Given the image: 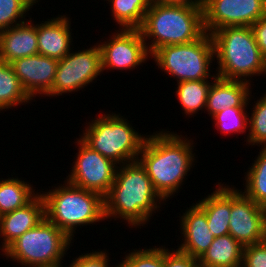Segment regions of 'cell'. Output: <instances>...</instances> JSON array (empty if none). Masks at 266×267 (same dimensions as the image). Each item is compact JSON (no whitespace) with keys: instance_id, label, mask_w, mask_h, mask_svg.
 Instances as JSON below:
<instances>
[{"instance_id":"obj_17","label":"cell","mask_w":266,"mask_h":267,"mask_svg":"<svg viewBox=\"0 0 266 267\" xmlns=\"http://www.w3.org/2000/svg\"><path fill=\"white\" fill-rule=\"evenodd\" d=\"M70 20L66 15H58L44 23H37L39 54L61 60L73 50L70 48L73 41Z\"/></svg>"},{"instance_id":"obj_19","label":"cell","mask_w":266,"mask_h":267,"mask_svg":"<svg viewBox=\"0 0 266 267\" xmlns=\"http://www.w3.org/2000/svg\"><path fill=\"white\" fill-rule=\"evenodd\" d=\"M0 31V60L11 63L15 59L37 55V24L32 18Z\"/></svg>"},{"instance_id":"obj_28","label":"cell","mask_w":266,"mask_h":267,"mask_svg":"<svg viewBox=\"0 0 266 267\" xmlns=\"http://www.w3.org/2000/svg\"><path fill=\"white\" fill-rule=\"evenodd\" d=\"M251 109V116H248L249 126L247 144L251 146H262L266 148V93L262 95Z\"/></svg>"},{"instance_id":"obj_36","label":"cell","mask_w":266,"mask_h":267,"mask_svg":"<svg viewBox=\"0 0 266 267\" xmlns=\"http://www.w3.org/2000/svg\"><path fill=\"white\" fill-rule=\"evenodd\" d=\"M263 209H264V214H265V228H266V205L263 206Z\"/></svg>"},{"instance_id":"obj_9","label":"cell","mask_w":266,"mask_h":267,"mask_svg":"<svg viewBox=\"0 0 266 267\" xmlns=\"http://www.w3.org/2000/svg\"><path fill=\"white\" fill-rule=\"evenodd\" d=\"M101 73V49L98 43L82 51L71 50L58 62L52 96L80 91L93 83Z\"/></svg>"},{"instance_id":"obj_15","label":"cell","mask_w":266,"mask_h":267,"mask_svg":"<svg viewBox=\"0 0 266 267\" xmlns=\"http://www.w3.org/2000/svg\"><path fill=\"white\" fill-rule=\"evenodd\" d=\"M192 205L180 218L183 241L177 249L199 259L215 237L209 230L206 214L195 203Z\"/></svg>"},{"instance_id":"obj_13","label":"cell","mask_w":266,"mask_h":267,"mask_svg":"<svg viewBox=\"0 0 266 267\" xmlns=\"http://www.w3.org/2000/svg\"><path fill=\"white\" fill-rule=\"evenodd\" d=\"M229 234L244 247L266 240L263 206L256 204L234 186L231 187Z\"/></svg>"},{"instance_id":"obj_37","label":"cell","mask_w":266,"mask_h":267,"mask_svg":"<svg viewBox=\"0 0 266 267\" xmlns=\"http://www.w3.org/2000/svg\"><path fill=\"white\" fill-rule=\"evenodd\" d=\"M150 3L157 2V0H148Z\"/></svg>"},{"instance_id":"obj_26","label":"cell","mask_w":266,"mask_h":267,"mask_svg":"<svg viewBox=\"0 0 266 267\" xmlns=\"http://www.w3.org/2000/svg\"><path fill=\"white\" fill-rule=\"evenodd\" d=\"M257 158V159H256ZM245 173L244 194L260 206L266 205V148H262Z\"/></svg>"},{"instance_id":"obj_25","label":"cell","mask_w":266,"mask_h":267,"mask_svg":"<svg viewBox=\"0 0 266 267\" xmlns=\"http://www.w3.org/2000/svg\"><path fill=\"white\" fill-rule=\"evenodd\" d=\"M211 84L212 82L208 80H189L176 84L177 99L186 115L190 117L205 109Z\"/></svg>"},{"instance_id":"obj_34","label":"cell","mask_w":266,"mask_h":267,"mask_svg":"<svg viewBox=\"0 0 266 267\" xmlns=\"http://www.w3.org/2000/svg\"><path fill=\"white\" fill-rule=\"evenodd\" d=\"M251 27L261 55L266 59V14L259 18Z\"/></svg>"},{"instance_id":"obj_12","label":"cell","mask_w":266,"mask_h":267,"mask_svg":"<svg viewBox=\"0 0 266 267\" xmlns=\"http://www.w3.org/2000/svg\"><path fill=\"white\" fill-rule=\"evenodd\" d=\"M266 14V0H204L205 32L223 27L252 26Z\"/></svg>"},{"instance_id":"obj_4","label":"cell","mask_w":266,"mask_h":267,"mask_svg":"<svg viewBox=\"0 0 266 267\" xmlns=\"http://www.w3.org/2000/svg\"><path fill=\"white\" fill-rule=\"evenodd\" d=\"M211 36L218 64L217 77L250 83L253 76L266 75V59L261 55L251 26L223 27Z\"/></svg>"},{"instance_id":"obj_31","label":"cell","mask_w":266,"mask_h":267,"mask_svg":"<svg viewBox=\"0 0 266 267\" xmlns=\"http://www.w3.org/2000/svg\"><path fill=\"white\" fill-rule=\"evenodd\" d=\"M242 267H266V240L244 247Z\"/></svg>"},{"instance_id":"obj_7","label":"cell","mask_w":266,"mask_h":267,"mask_svg":"<svg viewBox=\"0 0 266 267\" xmlns=\"http://www.w3.org/2000/svg\"><path fill=\"white\" fill-rule=\"evenodd\" d=\"M71 242L64 231L45 217L15 239L2 254L25 267H54L63 263Z\"/></svg>"},{"instance_id":"obj_32","label":"cell","mask_w":266,"mask_h":267,"mask_svg":"<svg viewBox=\"0 0 266 267\" xmlns=\"http://www.w3.org/2000/svg\"><path fill=\"white\" fill-rule=\"evenodd\" d=\"M108 252L104 251H92L90 253L81 254L72 260L69 267H110V260ZM109 261V262H108ZM113 267V265H112ZM115 267H118L116 264Z\"/></svg>"},{"instance_id":"obj_21","label":"cell","mask_w":266,"mask_h":267,"mask_svg":"<svg viewBox=\"0 0 266 267\" xmlns=\"http://www.w3.org/2000/svg\"><path fill=\"white\" fill-rule=\"evenodd\" d=\"M244 246L230 234L215 237L198 259L200 267H242Z\"/></svg>"},{"instance_id":"obj_22","label":"cell","mask_w":266,"mask_h":267,"mask_svg":"<svg viewBox=\"0 0 266 267\" xmlns=\"http://www.w3.org/2000/svg\"><path fill=\"white\" fill-rule=\"evenodd\" d=\"M1 180L0 216L26 206L39 194L29 182L14 178L13 175Z\"/></svg>"},{"instance_id":"obj_30","label":"cell","mask_w":266,"mask_h":267,"mask_svg":"<svg viewBox=\"0 0 266 267\" xmlns=\"http://www.w3.org/2000/svg\"><path fill=\"white\" fill-rule=\"evenodd\" d=\"M118 267H164V247L133 249L118 263Z\"/></svg>"},{"instance_id":"obj_2","label":"cell","mask_w":266,"mask_h":267,"mask_svg":"<svg viewBox=\"0 0 266 267\" xmlns=\"http://www.w3.org/2000/svg\"><path fill=\"white\" fill-rule=\"evenodd\" d=\"M162 201L141 163L128 162L117 167L115 180L104 197V216L111 218L110 221L112 218L126 220L130 228L137 229L160 210Z\"/></svg>"},{"instance_id":"obj_33","label":"cell","mask_w":266,"mask_h":267,"mask_svg":"<svg viewBox=\"0 0 266 267\" xmlns=\"http://www.w3.org/2000/svg\"><path fill=\"white\" fill-rule=\"evenodd\" d=\"M164 267H200L197 258L184 254L178 249L169 251L164 246Z\"/></svg>"},{"instance_id":"obj_8","label":"cell","mask_w":266,"mask_h":267,"mask_svg":"<svg viewBox=\"0 0 266 267\" xmlns=\"http://www.w3.org/2000/svg\"><path fill=\"white\" fill-rule=\"evenodd\" d=\"M152 57L158 68L172 75L177 83L217 77L209 72L212 71L210 67L215 60V50L212 36L207 32L190 43L163 46Z\"/></svg>"},{"instance_id":"obj_6","label":"cell","mask_w":266,"mask_h":267,"mask_svg":"<svg viewBox=\"0 0 266 267\" xmlns=\"http://www.w3.org/2000/svg\"><path fill=\"white\" fill-rule=\"evenodd\" d=\"M80 138L93 150L118 165L136 161L148 137L139 134L130 121L116 113L97 114ZM128 121V122H127Z\"/></svg>"},{"instance_id":"obj_10","label":"cell","mask_w":266,"mask_h":267,"mask_svg":"<svg viewBox=\"0 0 266 267\" xmlns=\"http://www.w3.org/2000/svg\"><path fill=\"white\" fill-rule=\"evenodd\" d=\"M76 139L79 152L66 180L74 186L99 193L104 198L115 180L118 164L93 150L80 137Z\"/></svg>"},{"instance_id":"obj_1","label":"cell","mask_w":266,"mask_h":267,"mask_svg":"<svg viewBox=\"0 0 266 267\" xmlns=\"http://www.w3.org/2000/svg\"><path fill=\"white\" fill-rule=\"evenodd\" d=\"M193 142L177 132L163 129L148 135L140 151L137 160L164 202L179 192L188 172L195 165Z\"/></svg>"},{"instance_id":"obj_11","label":"cell","mask_w":266,"mask_h":267,"mask_svg":"<svg viewBox=\"0 0 266 267\" xmlns=\"http://www.w3.org/2000/svg\"><path fill=\"white\" fill-rule=\"evenodd\" d=\"M119 30L114 32L112 37L109 36V40L99 43L102 72L110 69L134 70L151 57L139 29Z\"/></svg>"},{"instance_id":"obj_3","label":"cell","mask_w":266,"mask_h":267,"mask_svg":"<svg viewBox=\"0 0 266 267\" xmlns=\"http://www.w3.org/2000/svg\"><path fill=\"white\" fill-rule=\"evenodd\" d=\"M139 30L150 55L166 45L193 42L205 33L203 8L152 2Z\"/></svg>"},{"instance_id":"obj_18","label":"cell","mask_w":266,"mask_h":267,"mask_svg":"<svg viewBox=\"0 0 266 267\" xmlns=\"http://www.w3.org/2000/svg\"><path fill=\"white\" fill-rule=\"evenodd\" d=\"M211 81L205 107L210 117L226 108H247L250 104L251 83L220 77Z\"/></svg>"},{"instance_id":"obj_5","label":"cell","mask_w":266,"mask_h":267,"mask_svg":"<svg viewBox=\"0 0 266 267\" xmlns=\"http://www.w3.org/2000/svg\"><path fill=\"white\" fill-rule=\"evenodd\" d=\"M64 181L63 185L40 194L45 202V217L73 240L76 227L105 221L104 198Z\"/></svg>"},{"instance_id":"obj_35","label":"cell","mask_w":266,"mask_h":267,"mask_svg":"<svg viewBox=\"0 0 266 267\" xmlns=\"http://www.w3.org/2000/svg\"><path fill=\"white\" fill-rule=\"evenodd\" d=\"M157 2L165 5L204 8V0H158Z\"/></svg>"},{"instance_id":"obj_16","label":"cell","mask_w":266,"mask_h":267,"mask_svg":"<svg viewBox=\"0 0 266 267\" xmlns=\"http://www.w3.org/2000/svg\"><path fill=\"white\" fill-rule=\"evenodd\" d=\"M45 218V202L39 193L26 206L0 216V237L3 252L15 239Z\"/></svg>"},{"instance_id":"obj_27","label":"cell","mask_w":266,"mask_h":267,"mask_svg":"<svg viewBox=\"0 0 266 267\" xmlns=\"http://www.w3.org/2000/svg\"><path fill=\"white\" fill-rule=\"evenodd\" d=\"M247 108H226L213 115L211 119L214 120L216 128L222 132V134H243L248 129L250 115ZM248 113V114H247Z\"/></svg>"},{"instance_id":"obj_14","label":"cell","mask_w":266,"mask_h":267,"mask_svg":"<svg viewBox=\"0 0 266 267\" xmlns=\"http://www.w3.org/2000/svg\"><path fill=\"white\" fill-rule=\"evenodd\" d=\"M59 60L41 54L15 59L10 63L24 90L33 97H52V85Z\"/></svg>"},{"instance_id":"obj_23","label":"cell","mask_w":266,"mask_h":267,"mask_svg":"<svg viewBox=\"0 0 266 267\" xmlns=\"http://www.w3.org/2000/svg\"><path fill=\"white\" fill-rule=\"evenodd\" d=\"M31 100L33 99L24 90L10 63L0 60V111L31 103Z\"/></svg>"},{"instance_id":"obj_24","label":"cell","mask_w":266,"mask_h":267,"mask_svg":"<svg viewBox=\"0 0 266 267\" xmlns=\"http://www.w3.org/2000/svg\"><path fill=\"white\" fill-rule=\"evenodd\" d=\"M110 5L113 20L122 29H139L149 9L148 0H106Z\"/></svg>"},{"instance_id":"obj_29","label":"cell","mask_w":266,"mask_h":267,"mask_svg":"<svg viewBox=\"0 0 266 267\" xmlns=\"http://www.w3.org/2000/svg\"><path fill=\"white\" fill-rule=\"evenodd\" d=\"M39 1L40 0H0V31L27 21L28 19H25V17L28 11Z\"/></svg>"},{"instance_id":"obj_20","label":"cell","mask_w":266,"mask_h":267,"mask_svg":"<svg viewBox=\"0 0 266 267\" xmlns=\"http://www.w3.org/2000/svg\"><path fill=\"white\" fill-rule=\"evenodd\" d=\"M218 182L215 191L199 200L196 205L206 214L208 227L214 237L229 234L231 213V186Z\"/></svg>"}]
</instances>
